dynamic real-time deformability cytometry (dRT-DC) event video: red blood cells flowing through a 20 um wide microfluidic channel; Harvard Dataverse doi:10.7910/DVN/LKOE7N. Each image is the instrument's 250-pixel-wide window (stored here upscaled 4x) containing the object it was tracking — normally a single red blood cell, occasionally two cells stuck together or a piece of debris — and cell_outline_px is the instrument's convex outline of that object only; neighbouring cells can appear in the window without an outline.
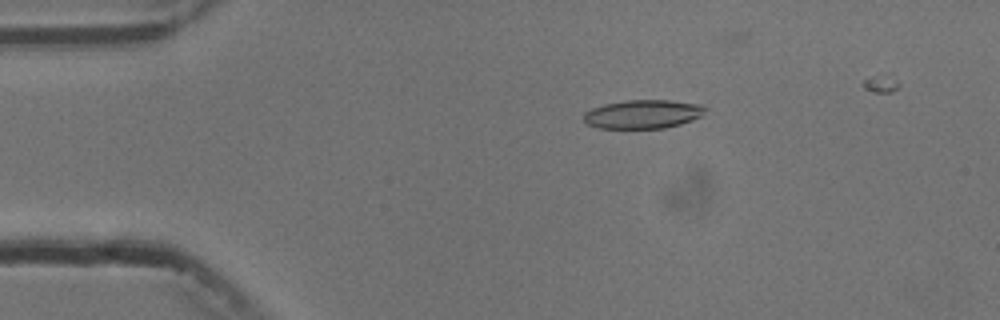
{"species": "common noctule bat (a hibernating species)", "species_latin": "Nyctalus noctula", "temperature_condition": "cold", "stored_images_in_passage": 6, "camera_frame_rate_fps": 3000, "um_per_image_px": 0.085, "animal": {"sex": "male", "body_mass_g": 13.3}, "frame": {"image": 1, "passage_image": 1, "time_ms": 0.0, "image_size_px": [1000, 320], "cell_outline_px": [[708, 108], [700, 116], [692, 120], [680, 124], [664, 128], [596, 128], [588, 124], [584, 120], [584, 112], [592, 108], [604, 104], [624, 100], [668, 100], [704, 104]], "centroid_in_image_um": [54.66, 9.69], "position_along_channel_um": 30.3, "area_um2": 20.46}}
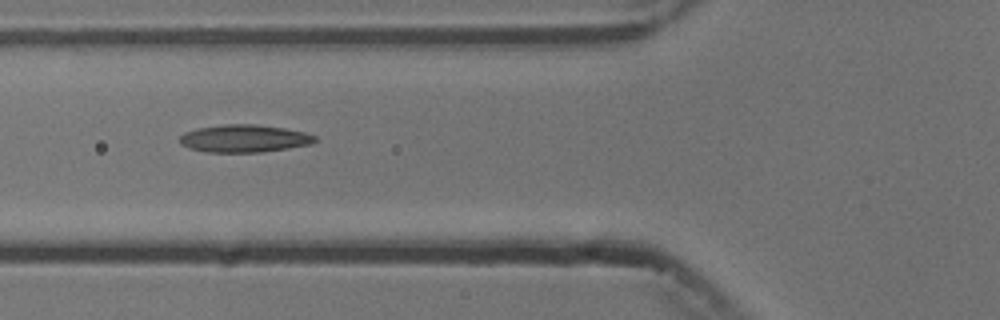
{"frame": {"image": 2, "passage_image": 4, "time_ms": 3.333, "image_size_px": [1000, 320], "cell_outline_px": [[316, 140], [312, 144], [288, 148], [260, 152], [208, 152], [188, 148], [180, 144], [180, 136], [184, 132], [200, 128], [224, 124], [256, 124], [284, 128], [304, 132], [316, 136]], "centroid_in_image_um": [20.76, 11.77], "position_along_channel_um": 105.0, "area_um2": 21.68}}
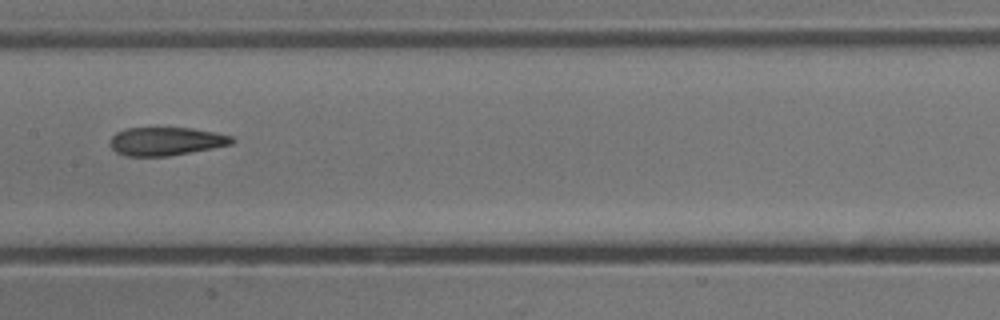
{"frame": {"image": 3, "passage_image": 6, "time_ms": 5.667, "image_size_px": [1000, 320], "cell_outline_px": [[236, 140], [232, 144], [212, 148], [168, 156], [124, 156], [116, 152], [108, 144], [112, 136], [116, 132], [124, 128], [192, 128], [232, 136]], "centroid_in_image_um": [14.07, 12.01], "position_along_channel_um": 193.3, "area_um2": 20.11}}